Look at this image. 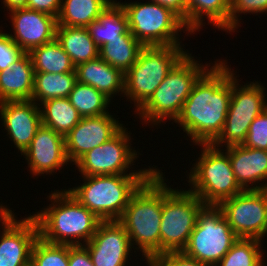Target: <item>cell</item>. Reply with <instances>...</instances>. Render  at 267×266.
<instances>
[{
    "mask_svg": "<svg viewBox=\"0 0 267 266\" xmlns=\"http://www.w3.org/2000/svg\"><path fill=\"white\" fill-rule=\"evenodd\" d=\"M226 64L217 60L199 77L174 121L195 145L211 144L224 127L232 95V71Z\"/></svg>",
    "mask_w": 267,
    "mask_h": 266,
    "instance_id": "6da1fadb",
    "label": "cell"
},
{
    "mask_svg": "<svg viewBox=\"0 0 267 266\" xmlns=\"http://www.w3.org/2000/svg\"><path fill=\"white\" fill-rule=\"evenodd\" d=\"M163 176L157 169L132 195L118 220L125 228L131 245L138 246L134 250H140L147 263L160 255Z\"/></svg>",
    "mask_w": 267,
    "mask_h": 266,
    "instance_id": "7a4b0ae2",
    "label": "cell"
},
{
    "mask_svg": "<svg viewBox=\"0 0 267 266\" xmlns=\"http://www.w3.org/2000/svg\"><path fill=\"white\" fill-rule=\"evenodd\" d=\"M49 195L53 203L32 215L38 225L39 237L51 244L76 246L88 243L102 220L66 189Z\"/></svg>",
    "mask_w": 267,
    "mask_h": 266,
    "instance_id": "3957f363",
    "label": "cell"
},
{
    "mask_svg": "<svg viewBox=\"0 0 267 266\" xmlns=\"http://www.w3.org/2000/svg\"><path fill=\"white\" fill-rule=\"evenodd\" d=\"M151 175L83 176V184L68 191L102 221H118L132 195Z\"/></svg>",
    "mask_w": 267,
    "mask_h": 266,
    "instance_id": "277c9868",
    "label": "cell"
},
{
    "mask_svg": "<svg viewBox=\"0 0 267 266\" xmlns=\"http://www.w3.org/2000/svg\"><path fill=\"white\" fill-rule=\"evenodd\" d=\"M208 69L189 52L174 66L152 96L137 110L141 120L158 123L176 120L199 77Z\"/></svg>",
    "mask_w": 267,
    "mask_h": 266,
    "instance_id": "5b68a950",
    "label": "cell"
},
{
    "mask_svg": "<svg viewBox=\"0 0 267 266\" xmlns=\"http://www.w3.org/2000/svg\"><path fill=\"white\" fill-rule=\"evenodd\" d=\"M197 145L203 150L188 174L189 191L205 205L216 206L243 191L236 181L228 153L212 144Z\"/></svg>",
    "mask_w": 267,
    "mask_h": 266,
    "instance_id": "8992f818",
    "label": "cell"
},
{
    "mask_svg": "<svg viewBox=\"0 0 267 266\" xmlns=\"http://www.w3.org/2000/svg\"><path fill=\"white\" fill-rule=\"evenodd\" d=\"M178 46H145L137 61L124 74V96L138 110L163 82L174 66L187 54Z\"/></svg>",
    "mask_w": 267,
    "mask_h": 266,
    "instance_id": "52a82bcc",
    "label": "cell"
},
{
    "mask_svg": "<svg viewBox=\"0 0 267 266\" xmlns=\"http://www.w3.org/2000/svg\"><path fill=\"white\" fill-rule=\"evenodd\" d=\"M163 177V207L160 224V255L182 252L197 223L202 200L189 190L172 189Z\"/></svg>",
    "mask_w": 267,
    "mask_h": 266,
    "instance_id": "ba28073f",
    "label": "cell"
},
{
    "mask_svg": "<svg viewBox=\"0 0 267 266\" xmlns=\"http://www.w3.org/2000/svg\"><path fill=\"white\" fill-rule=\"evenodd\" d=\"M131 34L144 46H178L179 32L189 29L171 9L154 1L120 3Z\"/></svg>",
    "mask_w": 267,
    "mask_h": 266,
    "instance_id": "9c48e42d",
    "label": "cell"
},
{
    "mask_svg": "<svg viewBox=\"0 0 267 266\" xmlns=\"http://www.w3.org/2000/svg\"><path fill=\"white\" fill-rule=\"evenodd\" d=\"M238 239L221 209L216 205H205L182 252L201 263L215 266Z\"/></svg>",
    "mask_w": 267,
    "mask_h": 266,
    "instance_id": "30bf717a",
    "label": "cell"
},
{
    "mask_svg": "<svg viewBox=\"0 0 267 266\" xmlns=\"http://www.w3.org/2000/svg\"><path fill=\"white\" fill-rule=\"evenodd\" d=\"M232 69V95L224 127L211 143L214 147L242 145L252 121L267 109L266 89L258 82L239 86ZM239 86V87H238ZM221 145V146H220Z\"/></svg>",
    "mask_w": 267,
    "mask_h": 266,
    "instance_id": "8fae6325",
    "label": "cell"
},
{
    "mask_svg": "<svg viewBox=\"0 0 267 266\" xmlns=\"http://www.w3.org/2000/svg\"><path fill=\"white\" fill-rule=\"evenodd\" d=\"M126 129L123 126L111 139L86 152L74 163L81 175H152L157 170L156 166L135 172L128 169L138 156L129 145L131 136ZM128 170L131 172L127 173Z\"/></svg>",
    "mask_w": 267,
    "mask_h": 266,
    "instance_id": "7c38bea8",
    "label": "cell"
},
{
    "mask_svg": "<svg viewBox=\"0 0 267 266\" xmlns=\"http://www.w3.org/2000/svg\"><path fill=\"white\" fill-rule=\"evenodd\" d=\"M218 207L238 238L262 241L267 235V189L243 190Z\"/></svg>",
    "mask_w": 267,
    "mask_h": 266,
    "instance_id": "4fadbf2b",
    "label": "cell"
},
{
    "mask_svg": "<svg viewBox=\"0 0 267 266\" xmlns=\"http://www.w3.org/2000/svg\"><path fill=\"white\" fill-rule=\"evenodd\" d=\"M1 224L0 266H30L31 251L39 237L35 218L17 220L11 212Z\"/></svg>",
    "mask_w": 267,
    "mask_h": 266,
    "instance_id": "5bb4252c",
    "label": "cell"
},
{
    "mask_svg": "<svg viewBox=\"0 0 267 266\" xmlns=\"http://www.w3.org/2000/svg\"><path fill=\"white\" fill-rule=\"evenodd\" d=\"M83 245L88 249L94 266H127L134 248L118 221H102L92 239Z\"/></svg>",
    "mask_w": 267,
    "mask_h": 266,
    "instance_id": "9a60e30c",
    "label": "cell"
},
{
    "mask_svg": "<svg viewBox=\"0 0 267 266\" xmlns=\"http://www.w3.org/2000/svg\"><path fill=\"white\" fill-rule=\"evenodd\" d=\"M122 127L123 124L110 113L82 117L65 136V150L69 163H75L86 152L111 139Z\"/></svg>",
    "mask_w": 267,
    "mask_h": 266,
    "instance_id": "2e32d148",
    "label": "cell"
},
{
    "mask_svg": "<svg viewBox=\"0 0 267 266\" xmlns=\"http://www.w3.org/2000/svg\"><path fill=\"white\" fill-rule=\"evenodd\" d=\"M9 12L14 30L9 36L25 53L56 39V17L26 7Z\"/></svg>",
    "mask_w": 267,
    "mask_h": 266,
    "instance_id": "e0dca14e",
    "label": "cell"
},
{
    "mask_svg": "<svg viewBox=\"0 0 267 266\" xmlns=\"http://www.w3.org/2000/svg\"><path fill=\"white\" fill-rule=\"evenodd\" d=\"M0 116L9 139L22 155L42 126L40 106L33 100L4 101L0 102Z\"/></svg>",
    "mask_w": 267,
    "mask_h": 266,
    "instance_id": "ac0fdd59",
    "label": "cell"
},
{
    "mask_svg": "<svg viewBox=\"0 0 267 266\" xmlns=\"http://www.w3.org/2000/svg\"><path fill=\"white\" fill-rule=\"evenodd\" d=\"M32 175L52 174L69 160L65 150V137L53 129L41 126L29 147L23 152Z\"/></svg>",
    "mask_w": 267,
    "mask_h": 266,
    "instance_id": "d6986e66",
    "label": "cell"
},
{
    "mask_svg": "<svg viewBox=\"0 0 267 266\" xmlns=\"http://www.w3.org/2000/svg\"><path fill=\"white\" fill-rule=\"evenodd\" d=\"M224 151L229 155L236 181L243 190L267 189V150L235 145Z\"/></svg>",
    "mask_w": 267,
    "mask_h": 266,
    "instance_id": "ffe728a7",
    "label": "cell"
},
{
    "mask_svg": "<svg viewBox=\"0 0 267 266\" xmlns=\"http://www.w3.org/2000/svg\"><path fill=\"white\" fill-rule=\"evenodd\" d=\"M34 68L29 53H24L10 68L0 72V102L31 100Z\"/></svg>",
    "mask_w": 267,
    "mask_h": 266,
    "instance_id": "44dd1931",
    "label": "cell"
},
{
    "mask_svg": "<svg viewBox=\"0 0 267 266\" xmlns=\"http://www.w3.org/2000/svg\"><path fill=\"white\" fill-rule=\"evenodd\" d=\"M75 72L78 82L94 87L110 100L119 92L124 94V73L100 56L77 65Z\"/></svg>",
    "mask_w": 267,
    "mask_h": 266,
    "instance_id": "7402d4cb",
    "label": "cell"
},
{
    "mask_svg": "<svg viewBox=\"0 0 267 266\" xmlns=\"http://www.w3.org/2000/svg\"><path fill=\"white\" fill-rule=\"evenodd\" d=\"M187 3V28L190 33L204 26L203 21L208 18V23L230 33V4L231 0H186ZM205 15V19L204 18Z\"/></svg>",
    "mask_w": 267,
    "mask_h": 266,
    "instance_id": "603a6c76",
    "label": "cell"
},
{
    "mask_svg": "<svg viewBox=\"0 0 267 266\" xmlns=\"http://www.w3.org/2000/svg\"><path fill=\"white\" fill-rule=\"evenodd\" d=\"M56 40L75 67L99 57L100 48L91 38L87 27L57 26Z\"/></svg>",
    "mask_w": 267,
    "mask_h": 266,
    "instance_id": "cb8c5ba5",
    "label": "cell"
},
{
    "mask_svg": "<svg viewBox=\"0 0 267 266\" xmlns=\"http://www.w3.org/2000/svg\"><path fill=\"white\" fill-rule=\"evenodd\" d=\"M87 29L91 38L101 48L116 39H122V36L129 32L128 19L123 8L114 0Z\"/></svg>",
    "mask_w": 267,
    "mask_h": 266,
    "instance_id": "d4e9b609",
    "label": "cell"
},
{
    "mask_svg": "<svg viewBox=\"0 0 267 266\" xmlns=\"http://www.w3.org/2000/svg\"><path fill=\"white\" fill-rule=\"evenodd\" d=\"M114 0H62L58 26L87 27L96 21Z\"/></svg>",
    "mask_w": 267,
    "mask_h": 266,
    "instance_id": "484cf974",
    "label": "cell"
},
{
    "mask_svg": "<svg viewBox=\"0 0 267 266\" xmlns=\"http://www.w3.org/2000/svg\"><path fill=\"white\" fill-rule=\"evenodd\" d=\"M39 106H42L40 107L42 125L53 129L64 137L82 119L68 97L50 99L42 102Z\"/></svg>",
    "mask_w": 267,
    "mask_h": 266,
    "instance_id": "4316f807",
    "label": "cell"
},
{
    "mask_svg": "<svg viewBox=\"0 0 267 266\" xmlns=\"http://www.w3.org/2000/svg\"><path fill=\"white\" fill-rule=\"evenodd\" d=\"M76 82V72L34 73V89L31 100L40 105L50 99L67 98Z\"/></svg>",
    "mask_w": 267,
    "mask_h": 266,
    "instance_id": "83f0119b",
    "label": "cell"
},
{
    "mask_svg": "<svg viewBox=\"0 0 267 266\" xmlns=\"http://www.w3.org/2000/svg\"><path fill=\"white\" fill-rule=\"evenodd\" d=\"M29 54L32 59L34 73L75 72V66L70 56L56 39L33 48Z\"/></svg>",
    "mask_w": 267,
    "mask_h": 266,
    "instance_id": "f1b7e54d",
    "label": "cell"
},
{
    "mask_svg": "<svg viewBox=\"0 0 267 266\" xmlns=\"http://www.w3.org/2000/svg\"><path fill=\"white\" fill-rule=\"evenodd\" d=\"M144 47L129 31L122 36V39H116L112 43L102 46L99 56L125 74L137 61L140 51Z\"/></svg>",
    "mask_w": 267,
    "mask_h": 266,
    "instance_id": "f546056e",
    "label": "cell"
},
{
    "mask_svg": "<svg viewBox=\"0 0 267 266\" xmlns=\"http://www.w3.org/2000/svg\"><path fill=\"white\" fill-rule=\"evenodd\" d=\"M71 104L81 117L99 116L109 113L110 99L94 87L76 82L69 95Z\"/></svg>",
    "mask_w": 267,
    "mask_h": 266,
    "instance_id": "4dcf8cb0",
    "label": "cell"
},
{
    "mask_svg": "<svg viewBox=\"0 0 267 266\" xmlns=\"http://www.w3.org/2000/svg\"><path fill=\"white\" fill-rule=\"evenodd\" d=\"M261 240L239 238L215 266H265Z\"/></svg>",
    "mask_w": 267,
    "mask_h": 266,
    "instance_id": "1f68e13d",
    "label": "cell"
},
{
    "mask_svg": "<svg viewBox=\"0 0 267 266\" xmlns=\"http://www.w3.org/2000/svg\"><path fill=\"white\" fill-rule=\"evenodd\" d=\"M30 266H69V245L51 244L38 237L31 251Z\"/></svg>",
    "mask_w": 267,
    "mask_h": 266,
    "instance_id": "d6a6232c",
    "label": "cell"
},
{
    "mask_svg": "<svg viewBox=\"0 0 267 266\" xmlns=\"http://www.w3.org/2000/svg\"><path fill=\"white\" fill-rule=\"evenodd\" d=\"M267 13V0H231L230 4V32L240 26L238 23H241L238 19L239 14L247 13ZM238 16V17H237ZM238 26V27H237Z\"/></svg>",
    "mask_w": 267,
    "mask_h": 266,
    "instance_id": "836d02e7",
    "label": "cell"
},
{
    "mask_svg": "<svg viewBox=\"0 0 267 266\" xmlns=\"http://www.w3.org/2000/svg\"><path fill=\"white\" fill-rule=\"evenodd\" d=\"M242 145L267 150V109L252 121Z\"/></svg>",
    "mask_w": 267,
    "mask_h": 266,
    "instance_id": "e575fe53",
    "label": "cell"
},
{
    "mask_svg": "<svg viewBox=\"0 0 267 266\" xmlns=\"http://www.w3.org/2000/svg\"><path fill=\"white\" fill-rule=\"evenodd\" d=\"M25 52L9 36V33H2L0 30V72L4 71Z\"/></svg>",
    "mask_w": 267,
    "mask_h": 266,
    "instance_id": "d590c367",
    "label": "cell"
},
{
    "mask_svg": "<svg viewBox=\"0 0 267 266\" xmlns=\"http://www.w3.org/2000/svg\"><path fill=\"white\" fill-rule=\"evenodd\" d=\"M150 266H209L186 256L183 252H169L153 257Z\"/></svg>",
    "mask_w": 267,
    "mask_h": 266,
    "instance_id": "8d00e7d4",
    "label": "cell"
},
{
    "mask_svg": "<svg viewBox=\"0 0 267 266\" xmlns=\"http://www.w3.org/2000/svg\"><path fill=\"white\" fill-rule=\"evenodd\" d=\"M69 266H94L84 245H69Z\"/></svg>",
    "mask_w": 267,
    "mask_h": 266,
    "instance_id": "74e56055",
    "label": "cell"
},
{
    "mask_svg": "<svg viewBox=\"0 0 267 266\" xmlns=\"http://www.w3.org/2000/svg\"><path fill=\"white\" fill-rule=\"evenodd\" d=\"M62 0H28L26 8L58 17Z\"/></svg>",
    "mask_w": 267,
    "mask_h": 266,
    "instance_id": "f35d334b",
    "label": "cell"
},
{
    "mask_svg": "<svg viewBox=\"0 0 267 266\" xmlns=\"http://www.w3.org/2000/svg\"><path fill=\"white\" fill-rule=\"evenodd\" d=\"M171 9L184 22L187 27V3L186 0H151Z\"/></svg>",
    "mask_w": 267,
    "mask_h": 266,
    "instance_id": "ab89813d",
    "label": "cell"
},
{
    "mask_svg": "<svg viewBox=\"0 0 267 266\" xmlns=\"http://www.w3.org/2000/svg\"><path fill=\"white\" fill-rule=\"evenodd\" d=\"M3 5L9 9V11L18 9V8H25L27 6L28 0H2Z\"/></svg>",
    "mask_w": 267,
    "mask_h": 266,
    "instance_id": "60d3db41",
    "label": "cell"
},
{
    "mask_svg": "<svg viewBox=\"0 0 267 266\" xmlns=\"http://www.w3.org/2000/svg\"><path fill=\"white\" fill-rule=\"evenodd\" d=\"M11 212L12 210L8 209L7 206L0 204V223L3 221Z\"/></svg>",
    "mask_w": 267,
    "mask_h": 266,
    "instance_id": "b9f144b4",
    "label": "cell"
}]
</instances>
